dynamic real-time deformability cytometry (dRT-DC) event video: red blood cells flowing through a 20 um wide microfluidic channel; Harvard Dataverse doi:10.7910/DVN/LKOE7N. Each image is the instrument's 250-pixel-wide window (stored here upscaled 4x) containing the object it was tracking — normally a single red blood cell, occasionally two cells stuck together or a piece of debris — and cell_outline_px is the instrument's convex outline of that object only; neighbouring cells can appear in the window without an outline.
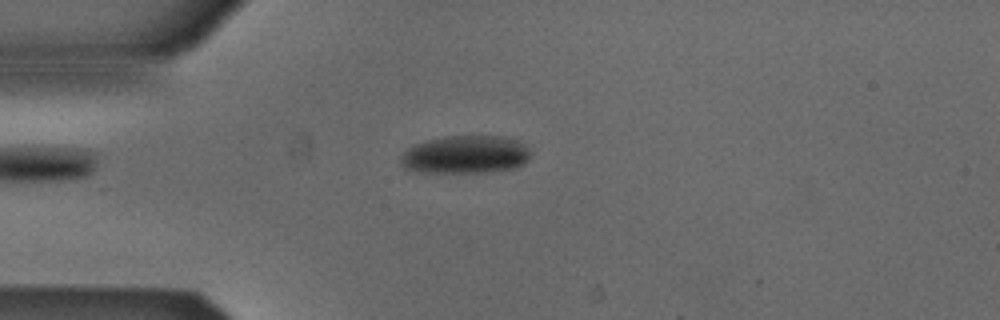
{"species": "Egyptian fruit bat (a non-hibernating species)", "species_latin": "Rousettus aegyptiacus", "temperature_condition": "cold", "stored_images_in_passage": 40, "camera_frame_rate_fps": 3000, "um_per_image_px": 0.085, "animal": {"sex": "male"}, "frame": {"image": 1, "passage_image": 1, "time_ms": 0.0, "image_size_px": [1000, 320], "cell_outline_px": [[532, 152], [528, 160], [524, 164], [516, 168], [484, 172], [420, 172], [404, 168], [400, 164], [400, 156], [408, 148], [416, 144], [428, 140], [444, 136], [504, 136], [524, 144]], "centroid_in_image_um": [39.57, 13.14], "position_along_channel_um": 45.4, "area_um2": 28.84}}
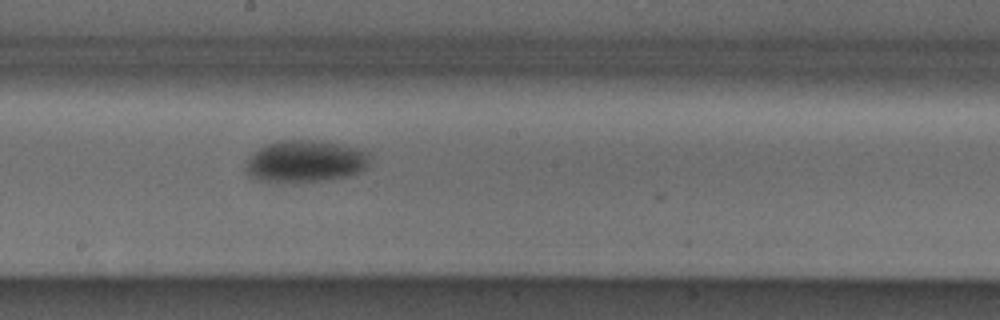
{"frame": {"image": 2, "passage_image": 16, "time_ms": 5.0, "image_size_px": [1000, 320], "cell_outline_px": [[372, 156], [368, 164], [360, 172], [348, 176], [324, 180], [292, 184], [276, 184], [256, 180], [248, 176], [244, 168], [244, 160], [252, 152], [276, 140], [304, 140], [336, 144], [368, 152]], "centroid_in_image_um": [25.83, 13.77], "position_along_channel_um": 222.4, "area_um2": 31.04}}
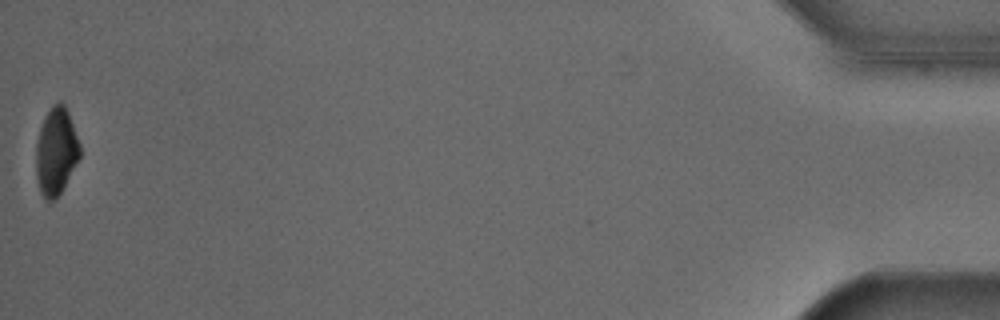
{"frame": {"image": 3, "passage_image": 40, "time_ms": 13.0, "image_size_px": [1000, 320], "cell_outline_px": [[80, 156], [56, 200], [48, 200], [40, 192], [36, 176], [36, 144], [40, 128], [44, 116], [52, 104], [60, 100], [64, 104], [68, 112], [80, 144]], "centroid_in_image_um": [4.75, 12.83], "position_along_channel_um": 430.4, "area_um2": 22.2}, "authors_computed_cell_mechanics": {"area_um2": 29.4202, "velocity_mm_per_s": 3.8869, "shape_relaxation_time_tau1_ms": 2.9836, "shape_relaxation_time_tau2_ms": null, "deformation_change_tau1": 0.0983, "deformation_change_tau2": null}}